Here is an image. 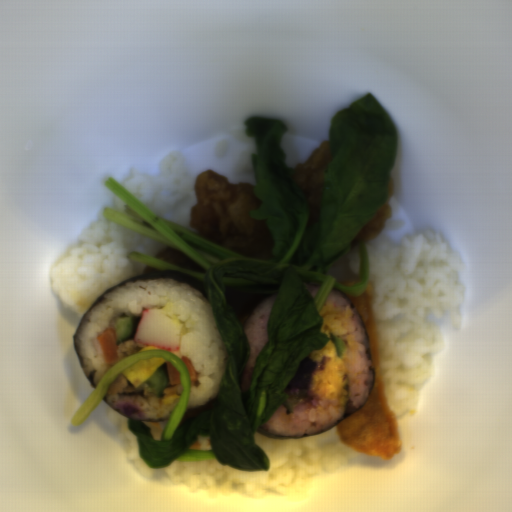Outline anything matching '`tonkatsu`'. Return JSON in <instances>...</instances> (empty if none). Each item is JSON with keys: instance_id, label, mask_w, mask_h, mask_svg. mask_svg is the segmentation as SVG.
<instances>
[{"instance_id": "1", "label": "tonkatsu", "mask_w": 512, "mask_h": 512, "mask_svg": "<svg viewBox=\"0 0 512 512\" xmlns=\"http://www.w3.org/2000/svg\"><path fill=\"white\" fill-rule=\"evenodd\" d=\"M358 317L365 339L361 342L371 372L364 384L367 397L361 407L335 424L342 443L368 457L390 461L400 451L401 439L397 420L388 408L379 361L374 316V291L367 282L360 296H351L336 288Z\"/></svg>"}, {"instance_id": "2", "label": "tonkatsu", "mask_w": 512, "mask_h": 512, "mask_svg": "<svg viewBox=\"0 0 512 512\" xmlns=\"http://www.w3.org/2000/svg\"><path fill=\"white\" fill-rule=\"evenodd\" d=\"M359 278H360V276L344 277V278L338 279L336 281H338L342 285L354 286V285H358Z\"/></svg>"}]
</instances>
